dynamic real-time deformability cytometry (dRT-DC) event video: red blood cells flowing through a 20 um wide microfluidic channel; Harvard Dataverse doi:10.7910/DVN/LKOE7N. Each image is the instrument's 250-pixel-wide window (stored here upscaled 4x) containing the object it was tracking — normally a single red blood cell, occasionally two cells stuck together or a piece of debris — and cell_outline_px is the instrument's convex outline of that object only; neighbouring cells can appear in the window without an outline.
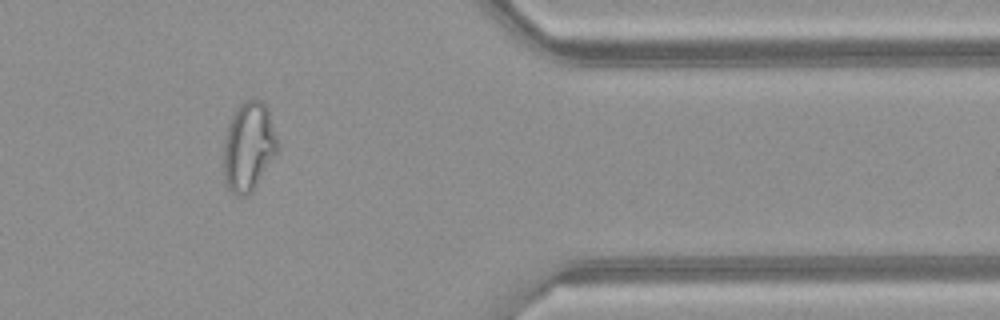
{"species": "common noctule bat (a hibernating species)", "species_latin": "Nyctalus noctula", "temperature_condition": "warm", "stored_images_in_passage": 29, "camera_frame_rate_fps": 3000, "um_per_image_px": 0.085, "animal": {"sex": "female", "body_mass_g": 21.9}, "frame": {"image": 1, "passage_image": 25, "time_ms": 8.0, "image_size_px": [1000, 320], "cell_outline_px": [[280, 148], [252, 192], [244, 196], [236, 196], [228, 188], [224, 176], [224, 144], [228, 124], [232, 112], [244, 100], [252, 96], [260, 100], [264, 104], [268, 112], [280, 144]], "centroid_in_image_um": [21.14, 12.44], "position_along_channel_um": 390.3, "area_um2": 28.32}}